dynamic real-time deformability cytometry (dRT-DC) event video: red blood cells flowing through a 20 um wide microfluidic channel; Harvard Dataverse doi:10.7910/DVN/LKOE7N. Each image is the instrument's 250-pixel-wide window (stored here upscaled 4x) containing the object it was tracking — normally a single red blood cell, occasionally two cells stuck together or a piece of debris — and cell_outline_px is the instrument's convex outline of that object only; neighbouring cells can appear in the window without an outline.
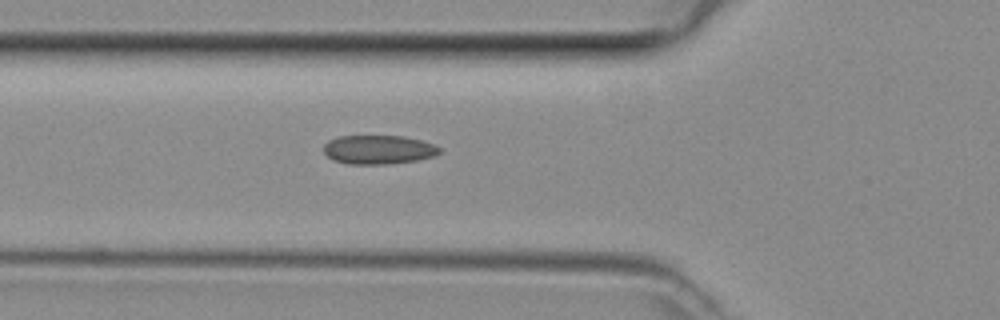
{"species": "common noctule bat (a hibernating species)", "species_latin": "Nyctalus noctula", "temperature_condition": "room temperature", "stored_images_in_passage": 30, "camera_frame_rate_fps": 3000, "um_per_image_px": 0.085, "animal": {"sex": "female", "body_mass_g": 29.2, "forearm_length_mm": 56.3}, "frame": {"image": 1, "passage_image": 3, "time_ms": 0.667, "image_size_px": [1000, 320], "cell_outline_px": [[440, 152], [436, 156], [416, 160], [388, 164], [348, 164], [332, 160], [324, 152], [324, 144], [328, 140], [336, 136], [404, 136], [436, 144], [440, 148]], "centroid_in_image_um": [32.17, 12.71], "position_along_channel_um": 93.6, "area_um2": 19.71}}
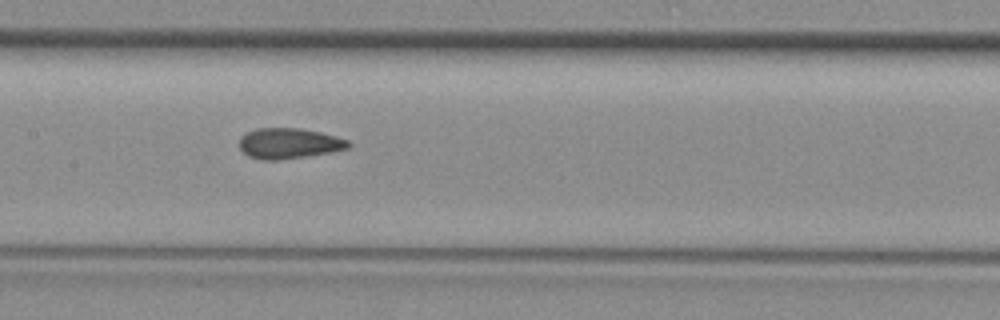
{"frame": {"image": 2, "passage_image": 9, "time_ms": 2.667, "image_size_px": [1000, 320], "cell_outline_px": [[352, 144], [348, 148], [328, 152], [304, 156], [276, 160], [264, 160], [248, 156], [240, 148], [240, 136], [256, 128], [300, 128], [320, 132], [336, 136], [348, 140]], "centroid_in_image_um": [24.55, 12.17], "position_along_channel_um": 182.8, "area_um2": 19.19}}
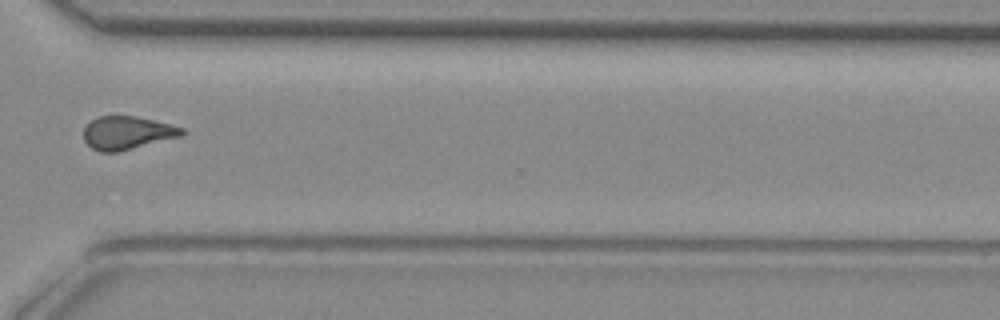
{"frame": {"image": 3, "passage_image": 21, "time_ms": 6.667, "image_size_px": [1000, 320], "cell_outline_px": [[184, 132], [180, 136], [116, 152], [100, 152], [92, 148], [84, 140], [84, 128], [96, 116], [136, 116], [184, 128]], "centroid_in_image_um": [10.76, 11.28], "position_along_channel_um": 359.8, "area_um2": 18.61}}